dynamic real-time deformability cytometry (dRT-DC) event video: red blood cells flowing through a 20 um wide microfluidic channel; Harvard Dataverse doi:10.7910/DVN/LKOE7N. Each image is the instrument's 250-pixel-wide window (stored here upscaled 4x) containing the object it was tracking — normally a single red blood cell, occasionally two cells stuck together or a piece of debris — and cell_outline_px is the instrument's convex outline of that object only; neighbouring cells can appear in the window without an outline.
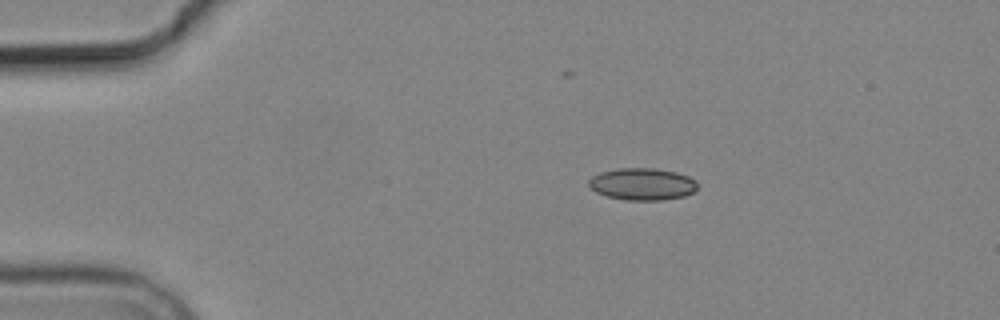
{"species": "common noctule bat (a hibernating species)", "species_latin": "Nyctalus noctula", "temperature_condition": "cold", "stored_images_in_passage": 4, "camera_frame_rate_fps": 3000, "um_per_image_px": 0.085, "animal": {"sex": "male", "body_mass_g": 19.2, "forearm_length_mm": 51.8}, "frame": {"image": 1, "passage_image": 1, "time_ms": 0.0, "image_size_px": [1000, 320], "cell_outline_px": [[696, 188], [692, 192], [684, 196], [660, 200], [628, 200], [608, 196], [596, 192], [588, 184], [588, 180], [592, 176], [600, 172], [620, 168], [656, 168], [676, 172], [688, 176], [696, 180]], "centroid_in_image_um": [54.59, 15.63], "position_along_channel_um": 30.4, "area_um2": 20.17}}
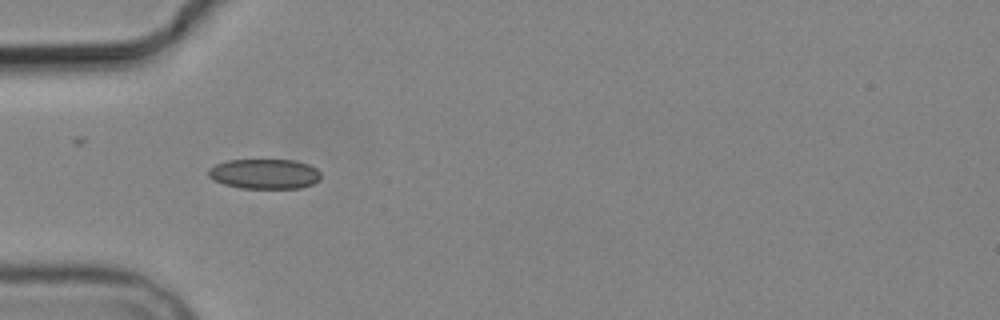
{"frame": {"image": 2, "passage_image": 3, "time_ms": 2.333, "image_size_px": [1000, 320], "cell_outline_px": [[320, 180], [312, 184], [300, 188], [240, 188], [224, 184], [208, 176], [208, 168], [216, 164], [228, 160], [296, 160], [308, 164], [316, 168], [320, 172]], "centroid_in_image_um": [22.5, 14.78], "position_along_channel_um": 62.5, "area_um2": 19.65}}
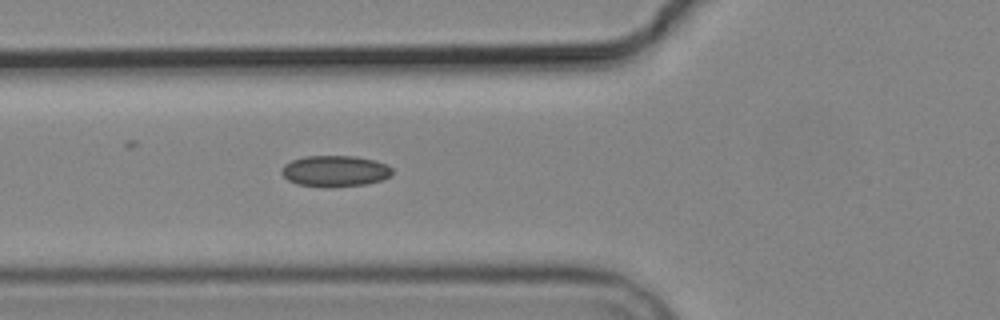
{"frame": {"image": 3, "passage_image": 4, "time_ms": 3.333, "image_size_px": [1000, 320], "cell_outline_px": [[392, 176], [380, 180], [364, 184], [328, 188], [300, 184], [288, 180], [280, 172], [280, 168], [284, 164], [292, 160], [304, 156], [356, 156], [376, 160], [388, 164], [392, 168]], "centroid_in_image_um": [28.48, 14.53], "position_along_channel_um": 97.3, "area_um2": 20.29}}